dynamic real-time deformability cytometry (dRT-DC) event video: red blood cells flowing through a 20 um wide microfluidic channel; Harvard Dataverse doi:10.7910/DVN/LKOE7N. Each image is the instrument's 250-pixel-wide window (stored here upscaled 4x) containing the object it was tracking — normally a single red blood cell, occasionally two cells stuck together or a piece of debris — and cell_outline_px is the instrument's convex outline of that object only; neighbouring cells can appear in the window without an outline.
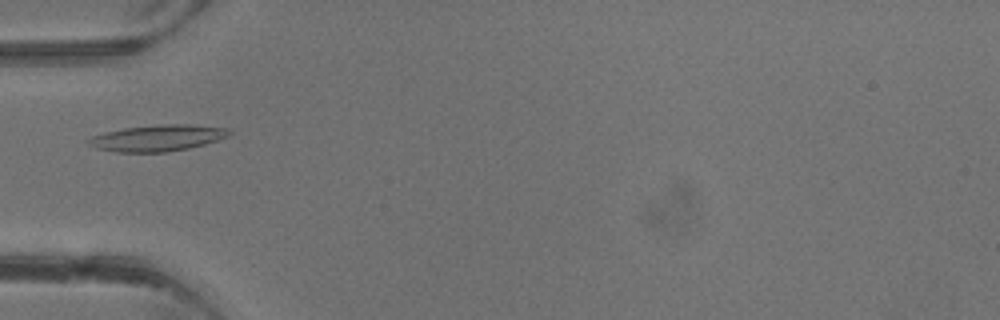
{"species": "common noctule bat (a hibernating species)", "species_latin": "Nyctalus noctula", "temperature_condition": "warm", "stored_images_in_passage": 4, "camera_frame_rate_fps": 3000, "um_per_image_px": 0.085, "animal": {"sex": "male", "body_mass_g": 13.3}, "frame": {"image": 1, "passage_image": 4, "time_ms": 3.333, "image_size_px": [1000, 320], "cell_outline_px": [[232, 132], [228, 136], [204, 144], [188, 148], [168, 152], [116, 152], [96, 148], [88, 144], [84, 140], [92, 136], [104, 132], [124, 128], [168, 124], [188, 124], [228, 128]], "centroid_in_image_um": [13.35, 11.73], "position_along_channel_um": 71.6, "area_um2": 21.5}}